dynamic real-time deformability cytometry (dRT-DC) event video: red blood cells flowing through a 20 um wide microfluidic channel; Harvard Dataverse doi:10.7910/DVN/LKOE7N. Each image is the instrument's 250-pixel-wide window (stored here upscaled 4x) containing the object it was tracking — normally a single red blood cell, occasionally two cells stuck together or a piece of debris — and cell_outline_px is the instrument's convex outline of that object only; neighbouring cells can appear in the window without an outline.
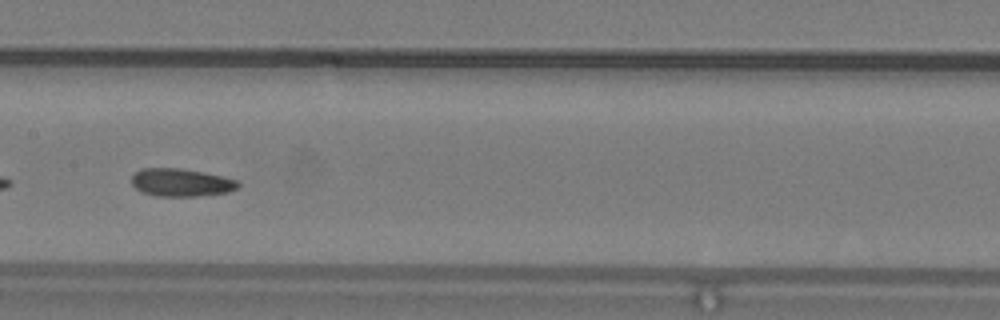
{"species": "common noctule bat (a hibernating species)", "species_latin": "Nyctalus noctula", "temperature_condition": "warm", "stored_images_in_passage": 29, "camera_frame_rate_fps": 3000, "um_per_image_px": 0.085, "animal": {"sex": "male", "body_mass_g": 19.2, "forearm_length_mm": 51.8}, "frame": {"image": 1, "passage_image": 13, "time_ms": 4.0, "image_size_px": [1000, 320], "cell_outline_px": [[240, 184], [236, 188], [228, 192], [200, 196], [156, 196], [144, 192], [136, 188], [132, 184], [132, 176], [140, 168], [180, 168], [204, 172], [236, 180]], "centroid_in_image_um": [15.38, 15.51], "position_along_channel_um": 192.0, "area_um2": 17.17}, "authors_computed_cell_mechanics": {"area_um2": 17.7446, "velocity_mm_per_s": 4.1947, "shape_relaxation_time_tau1_ms": 6.4872, "shape_relaxation_time_tau2_ms": 7.5974, "deformation_change_tau1": 0.1326, "deformation_change_tau2": 0.1596}}